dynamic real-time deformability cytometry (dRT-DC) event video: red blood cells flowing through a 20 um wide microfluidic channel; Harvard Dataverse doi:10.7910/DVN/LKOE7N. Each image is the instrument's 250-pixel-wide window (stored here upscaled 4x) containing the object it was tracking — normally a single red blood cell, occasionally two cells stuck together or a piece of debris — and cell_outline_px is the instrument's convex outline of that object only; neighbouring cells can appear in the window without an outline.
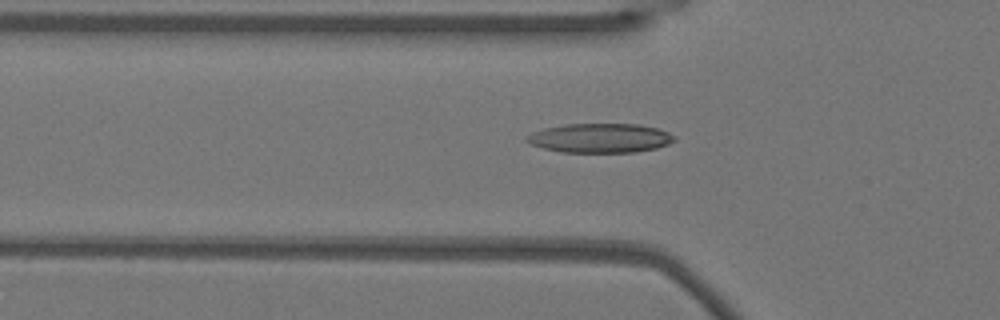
{"species": "Egyptian fruit bat (a non-hibernating species)", "species_latin": "Rousettus aegyptiacus", "temperature_condition": "warm", "stored_images_in_passage": 50, "camera_frame_rate_fps": 3000, "um_per_image_px": 0.085, "animal": {"sex": "female"}, "frame": {"image": 1, "passage_image": 17, "time_ms": 5.333, "image_size_px": [1000, 320], "cell_outline_px": [[676, 140], [668, 144], [656, 148], [636, 152], [560, 152], [544, 148], [532, 144], [524, 140], [524, 136], [532, 132], [544, 128], [564, 124], [640, 124], [656, 128], [668, 132], [676, 136]], "centroid_in_image_um": [51.0, 11.73], "position_along_channel_um": 74.8, "area_um2": 25.32}}
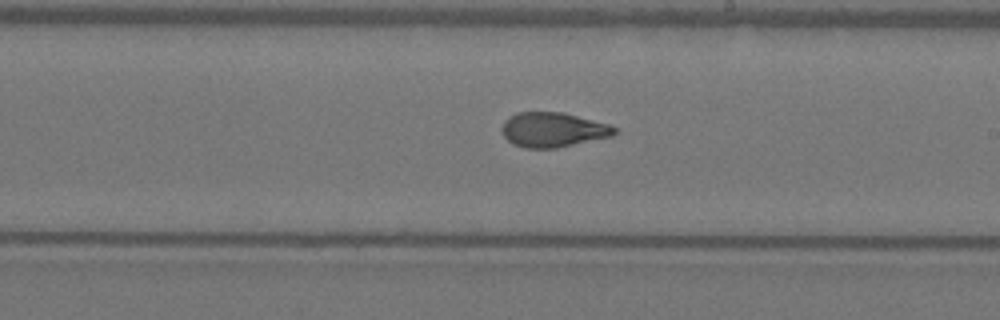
{"frame": {"image": 2, "passage_image": 30, "time_ms": 9.667, "image_size_px": [1000, 320], "cell_outline_px": [[620, 132], [612, 136], [556, 148], [524, 148], [512, 144], [504, 136], [500, 128], [504, 120], [508, 116], [516, 112], [560, 112], [608, 124], [616, 128]], "centroid_in_image_um": [46.96, 11.03], "position_along_channel_um": 242.0, "area_um2": 22.83}}
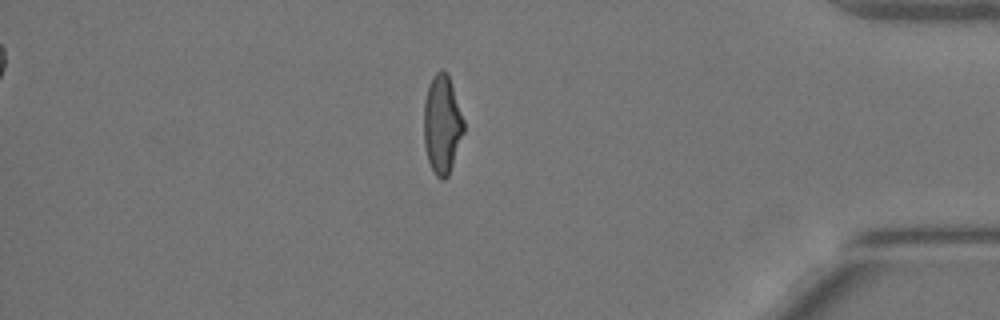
{"frame": {"image": 3, "passage_image": 45, "time_ms": 14.667, "image_size_px": [1000, 320], "cell_outline_px": [[464, 132], [448, 176], [444, 180], [440, 180], [436, 176], [428, 160], [424, 144], [424, 100], [428, 84], [432, 76], [440, 68], [444, 68], [448, 72], [464, 120]], "centroid_in_image_um": [37.57, 10.52], "position_along_channel_um": 397.6, "area_um2": 23.18}}